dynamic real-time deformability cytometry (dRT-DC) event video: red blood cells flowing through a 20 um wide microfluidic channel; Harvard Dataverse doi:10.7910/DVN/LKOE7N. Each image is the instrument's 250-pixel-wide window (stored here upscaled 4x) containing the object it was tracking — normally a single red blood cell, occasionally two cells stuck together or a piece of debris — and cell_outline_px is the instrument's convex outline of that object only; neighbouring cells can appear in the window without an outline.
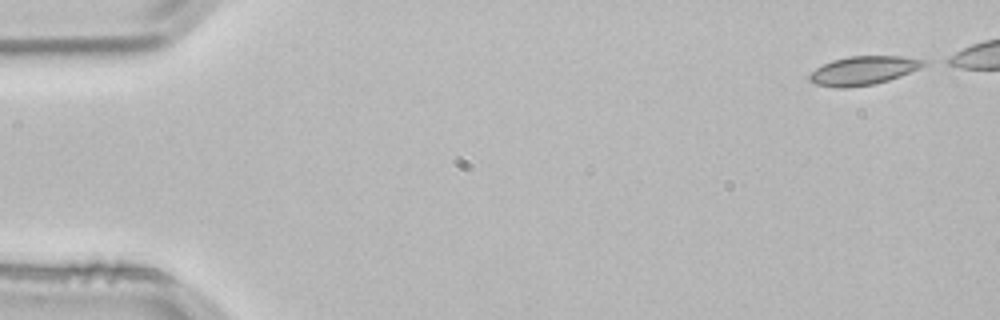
{"species": "common noctule bat (a hibernating species)", "species_latin": "Nyctalus noctula", "temperature_condition": "room temperature", "stored_images_in_passage": 4, "camera_frame_rate_fps": 3000, "um_per_image_px": 0.085, "animal": {"sex": "male", "body_mass_g": 21.5, "forearm_length_mm": 52.0}, "frame": {"image": 1, "passage_image": 1, "time_ms": 0.0, "image_size_px": [1000, 320], "cell_outline_px": [[932, 60], [928, 64], [920, 68], [900, 76], [888, 80], [872, 84], [848, 88], [836, 88], [816, 84], [808, 80], [808, 76], [816, 68], [832, 60], [848, 56], [900, 56]], "centroid_in_image_um": [73.42, 5.98], "position_along_channel_um": 11.6, "area_um2": 19.25}}